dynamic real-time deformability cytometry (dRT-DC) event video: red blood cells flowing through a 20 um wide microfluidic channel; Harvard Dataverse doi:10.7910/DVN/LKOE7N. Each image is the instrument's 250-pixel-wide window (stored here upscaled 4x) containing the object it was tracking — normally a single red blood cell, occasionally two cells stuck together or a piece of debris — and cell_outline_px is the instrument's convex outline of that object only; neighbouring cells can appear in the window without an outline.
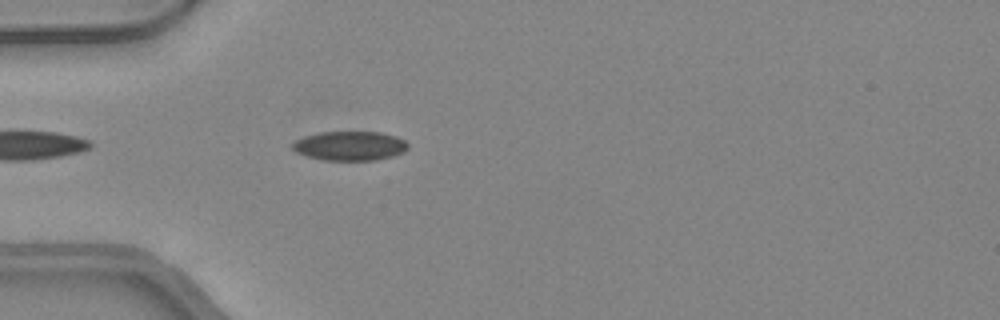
{"species": "common noctule bat (a hibernating species)", "species_latin": "Nyctalus noctula", "temperature_condition": "warm", "stored_images_in_passage": 6, "camera_frame_rate_fps": 3000, "um_per_image_px": 0.085, "animal": {"sex": "female", "body_mass_g": 24.6, "forearm_length_mm": 56.2}, "frame": {"image": 1, "passage_image": 3, "time_ms": 0.667, "image_size_px": [1000, 320], "cell_outline_px": [[408, 148], [404, 152], [392, 156], [376, 160], [324, 160], [308, 156], [296, 152], [292, 148], [292, 144], [296, 140], [304, 136], [320, 132], [380, 132], [396, 136], [404, 140], [408, 144]], "centroid_in_image_um": [29.75, 12.39], "position_along_channel_um": 55.2, "area_um2": 19.65}}